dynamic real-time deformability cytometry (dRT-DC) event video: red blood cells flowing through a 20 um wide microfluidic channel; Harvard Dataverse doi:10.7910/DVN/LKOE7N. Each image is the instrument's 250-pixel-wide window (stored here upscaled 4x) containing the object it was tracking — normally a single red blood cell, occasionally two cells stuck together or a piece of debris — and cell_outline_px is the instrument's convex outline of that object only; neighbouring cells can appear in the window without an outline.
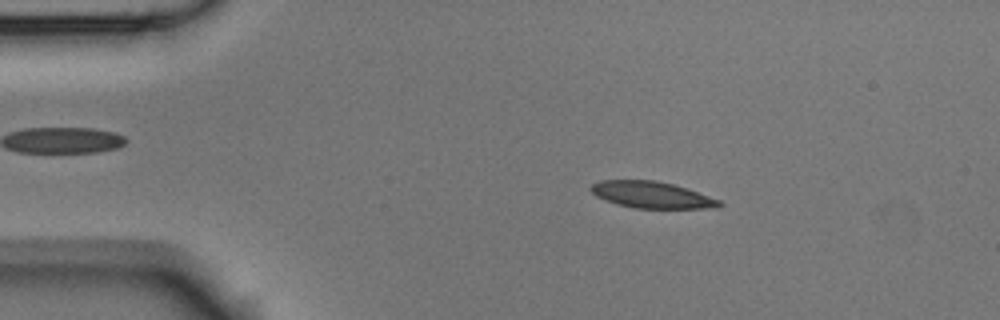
{"species": "Egyptian fruit bat (a non-hibernating species)", "species_latin": "Rousettus aegyptiacus", "temperature_condition": "room temperature", "stored_images_in_passage": 5, "camera_frame_rate_fps": 3000, "um_per_image_px": 0.085, "animal": {"sex": "male"}, "frame": {"image": 1, "passage_image": 2, "time_ms": 0.333, "image_size_px": [1000, 320], "cell_outline_px": [[724, 204], [720, 208], [636, 208], [616, 204], [604, 200], [596, 196], [588, 188], [592, 184], [600, 180], [656, 180], [688, 188], [720, 200]], "centroid_in_image_um": [55.4, 16.56], "position_along_channel_um": 29.6, "area_um2": 20.06}}
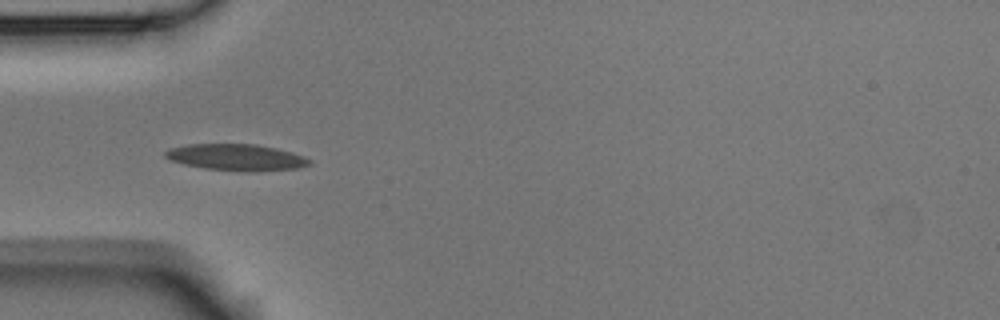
{"frame": {"image": 2, "passage_image": 4, "time_ms": 1.0, "image_size_px": [1000, 320], "cell_outline_px": [[312, 164], [300, 168], [204, 168], [184, 164], [172, 160], [164, 156], [164, 152], [168, 148], [188, 144], [256, 144], [276, 148], [292, 152], [304, 156], [312, 160]], "centroid_in_image_um": [20.04, 13.3], "position_along_channel_um": 65.0, "area_um2": 20.98}}
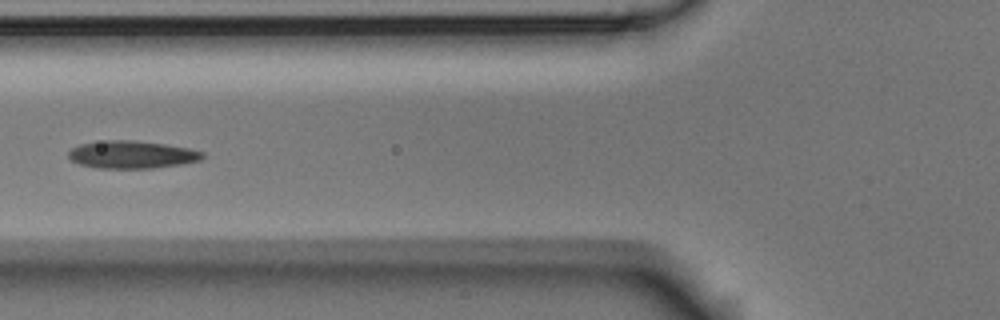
{"frame": {"image": 3, "passage_image": 5, "time_ms": 1.333, "image_size_px": [1000, 320], "cell_outline_px": [[204, 156], [200, 160], [180, 164], [152, 168], [96, 168], [80, 164], [72, 160], [68, 156], [68, 152], [72, 148], [80, 144], [108, 140], [132, 140], [164, 144], [188, 148], [204, 152]], "centroid_in_image_um": [11.2, 13.14], "position_along_channel_um": 114.6, "area_um2": 21.39}}